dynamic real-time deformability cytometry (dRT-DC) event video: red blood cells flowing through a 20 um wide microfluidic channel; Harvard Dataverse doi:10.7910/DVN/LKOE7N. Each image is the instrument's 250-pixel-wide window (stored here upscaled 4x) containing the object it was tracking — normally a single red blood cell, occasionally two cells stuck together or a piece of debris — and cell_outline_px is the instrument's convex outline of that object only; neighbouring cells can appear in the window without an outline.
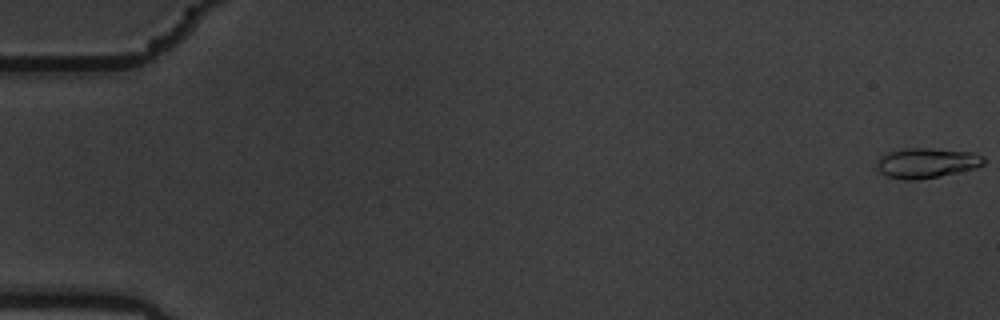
{"species": "common noctule bat (a hibernating species)", "species_latin": "Nyctalus noctula", "temperature_condition": "warm", "stored_images_in_passage": 59, "camera_frame_rate_fps": 3000, "um_per_image_px": 0.085, "animal": {"sex": "male", "body_mass_g": 19.5, "forearm_length_mm": 54.6}, "frame": {"image": 1, "passage_image": 1, "time_ms": 0.0, "image_size_px": [1000, 320], "cell_outline_px": [[984, 164], [976, 168], [916, 180], [904, 180], [888, 176], [880, 172], [876, 164], [880, 156], [888, 152], [908, 148], [932, 148], [972, 152], [984, 156]], "centroid_in_image_um": [78.76, 13.84], "position_along_channel_um": 6.2, "area_um2": 18.55}}
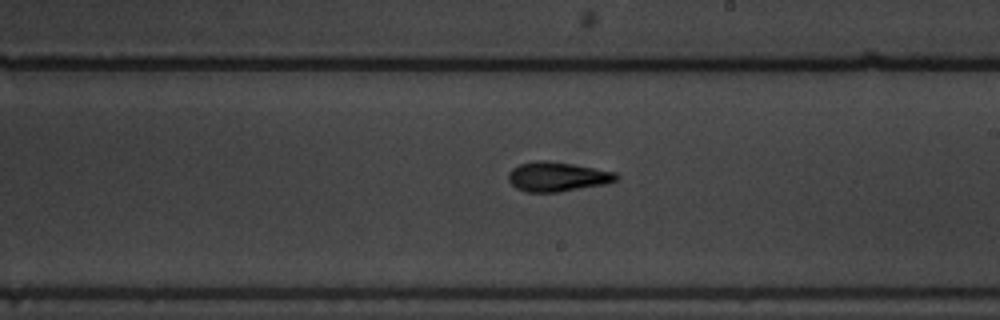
{"frame": {"image": 2, "passage_image": 35, "time_ms": 11.333, "image_size_px": [1000, 320], "cell_outline_px": [[620, 180], [604, 184], [560, 192], [528, 192], [516, 188], [508, 180], [508, 172], [512, 168], [520, 164], [536, 160], [544, 160], [572, 164], [616, 172], [620, 176]], "centroid_in_image_um": [47.38, 15.02], "position_along_channel_um": 241.6, "area_um2": 18.61}}
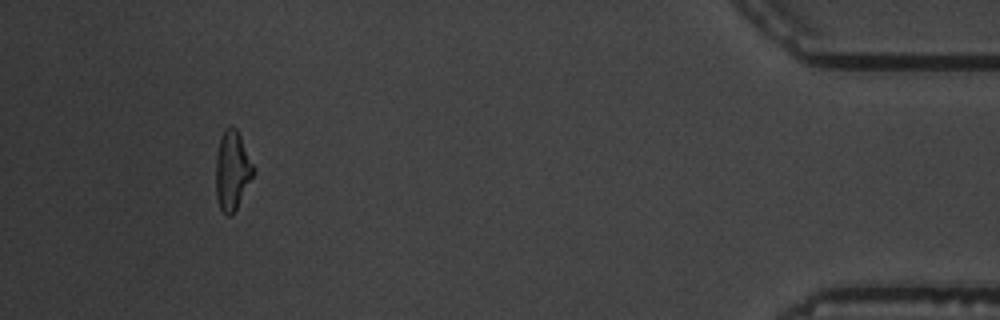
{"frame": {"image": 3, "passage_image": 55, "time_ms": 18.0, "image_size_px": [1000, 320], "cell_outline_px": [[252, 176], [232, 216], [228, 216], [220, 208], [216, 196], [216, 152], [220, 136], [224, 128], [236, 128], [240, 136], [252, 164]], "centroid_in_image_um": [19.69, 14.48], "position_along_channel_um": 415.5, "area_um2": 16.76}, "authors_computed_cell_mechanics": {"area_um2": 17.7446, "velocity_mm_per_s": 3.5378, "shape_relaxation_time_tau1_ms": 5.0673, "shape_relaxation_time_tau2_ms": 3.1164, "deformation_change_tau1": 0.1847, "deformation_change_tau2": 0.116}}